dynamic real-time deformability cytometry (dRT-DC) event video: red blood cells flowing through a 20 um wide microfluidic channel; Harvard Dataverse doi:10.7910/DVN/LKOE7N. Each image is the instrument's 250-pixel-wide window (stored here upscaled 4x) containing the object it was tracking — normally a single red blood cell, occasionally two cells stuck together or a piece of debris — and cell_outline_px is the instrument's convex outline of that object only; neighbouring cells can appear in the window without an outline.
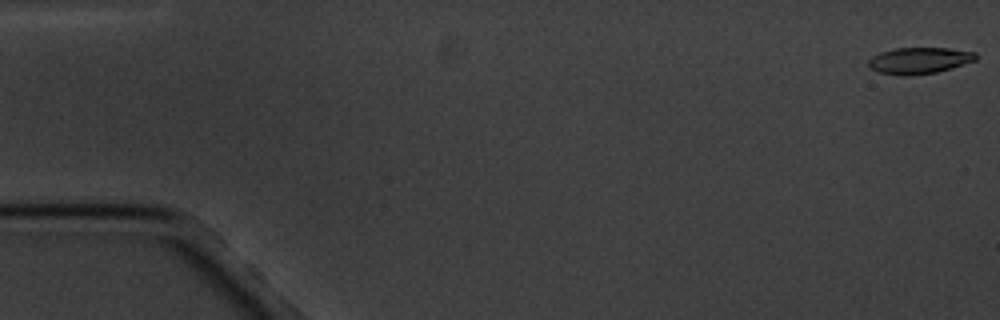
{"species": "common noctule bat (a hibernating species)", "species_latin": "Nyctalus noctula", "temperature_condition": "cold", "stored_images_in_passage": 5, "camera_frame_rate_fps": 3000, "um_per_image_px": 0.085, "animal": {"sex": "male", "body_mass_g": 20.1, "forearm_length_mm": 53.5}, "frame": {"image": 1, "passage_image": 1, "time_ms": 0.0, "image_size_px": [1000, 320], "cell_outline_px": [[976, 60], [952, 68], [936, 72], [908, 76], [900, 76], [880, 72], [868, 68], [868, 60], [872, 56], [880, 52], [896, 48], [948, 48], [976, 52]], "centroid_in_image_um": [78.11, 5.15], "position_along_channel_um": 6.9, "area_um2": 16.59}}
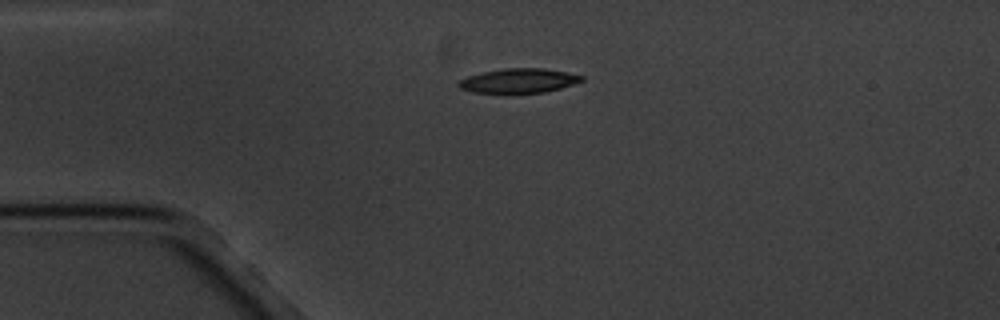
{"frame": {"image": 2, "passage_image": 4, "time_ms": 4.333, "image_size_px": [1000, 320], "cell_outline_px": [[584, 80], [560, 88], [544, 92], [508, 96], [504, 96], [472, 92], [460, 88], [456, 84], [460, 80], [468, 76], [484, 72], [504, 68], [544, 68], [584, 76]], "centroid_in_image_um": [44.02, 6.91], "position_along_channel_um": 41.0, "area_um2": 18.21}}